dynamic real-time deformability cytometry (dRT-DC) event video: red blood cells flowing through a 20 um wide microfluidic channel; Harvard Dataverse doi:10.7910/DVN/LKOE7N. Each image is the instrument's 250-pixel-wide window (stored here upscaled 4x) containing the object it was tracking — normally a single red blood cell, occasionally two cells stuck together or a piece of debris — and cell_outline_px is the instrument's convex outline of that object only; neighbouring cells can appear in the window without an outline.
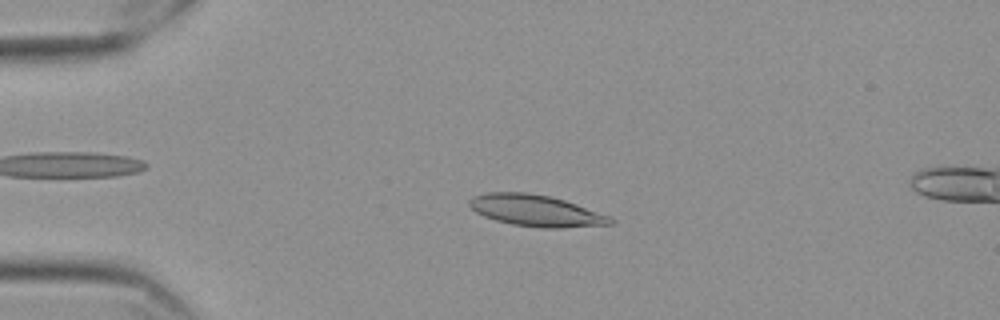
{"species": "Egyptian fruit bat (a non-hibernating species)", "species_latin": "Rousettus aegyptiacus", "temperature_condition": "cold", "stored_images_in_passage": 6, "camera_frame_rate_fps": 3000, "um_per_image_px": 0.085, "frame": {"image": 1, "passage_image": 1, "time_ms": 0.0, "image_size_px": [1000, 320], "cell_outline_px": [[616, 220], [612, 224], [560, 228], [540, 228], [512, 224], [496, 220], [484, 216], [476, 212], [468, 204], [468, 200], [472, 196], [488, 192], [528, 192], [552, 196], [576, 204], [608, 216]], "centroid_in_image_um": [45.52, 17.89], "position_along_channel_um": 39.5, "area_um2": 25.84}}